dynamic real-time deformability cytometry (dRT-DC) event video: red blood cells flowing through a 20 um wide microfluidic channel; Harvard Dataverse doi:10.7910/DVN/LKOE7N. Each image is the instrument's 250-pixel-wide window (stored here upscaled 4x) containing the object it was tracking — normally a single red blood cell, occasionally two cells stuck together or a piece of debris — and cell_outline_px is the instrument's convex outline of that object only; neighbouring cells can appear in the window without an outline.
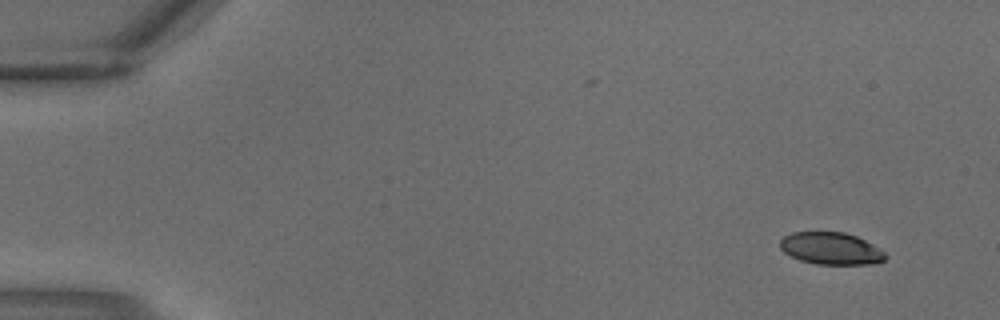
{"species": "common noctule bat (a hibernating species)", "species_latin": "Nyctalus noctula", "temperature_condition": "warm", "stored_images_in_passage": 3, "camera_frame_rate_fps": 3000, "um_per_image_px": 0.085, "animal": {"sex": "male", "body_mass_g": 18.8}, "frame": {"image": 1, "passage_image": 1, "time_ms": 0.0, "image_size_px": [1000, 320], "cell_outline_px": [[888, 256], [884, 260], [872, 264], [816, 264], [800, 260], [784, 252], [780, 248], [780, 240], [784, 236], [792, 232], [844, 232], [856, 236], [880, 248]], "centroid_in_image_um": [70.64, 21.12], "position_along_channel_um": 14.4, "area_um2": 19.71}}
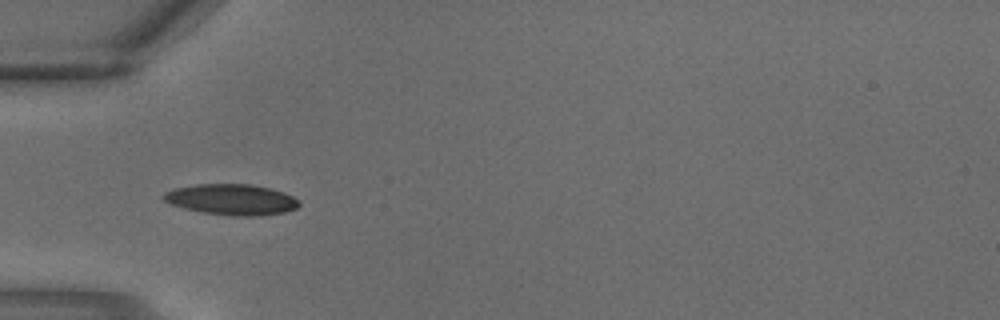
{"frame": {"image": 2, "passage_image": 3, "time_ms": 0.667, "image_size_px": [1000, 320], "cell_outline_px": [[300, 204], [296, 208], [284, 212], [260, 216], [232, 216], [204, 212], [184, 208], [172, 204], [164, 200], [160, 196], [164, 192], [176, 188], [196, 184], [252, 184], [284, 192], [300, 200]], "centroid_in_image_um": [19.69, 16.96], "position_along_channel_um": 65.3, "area_um2": 24.33}}